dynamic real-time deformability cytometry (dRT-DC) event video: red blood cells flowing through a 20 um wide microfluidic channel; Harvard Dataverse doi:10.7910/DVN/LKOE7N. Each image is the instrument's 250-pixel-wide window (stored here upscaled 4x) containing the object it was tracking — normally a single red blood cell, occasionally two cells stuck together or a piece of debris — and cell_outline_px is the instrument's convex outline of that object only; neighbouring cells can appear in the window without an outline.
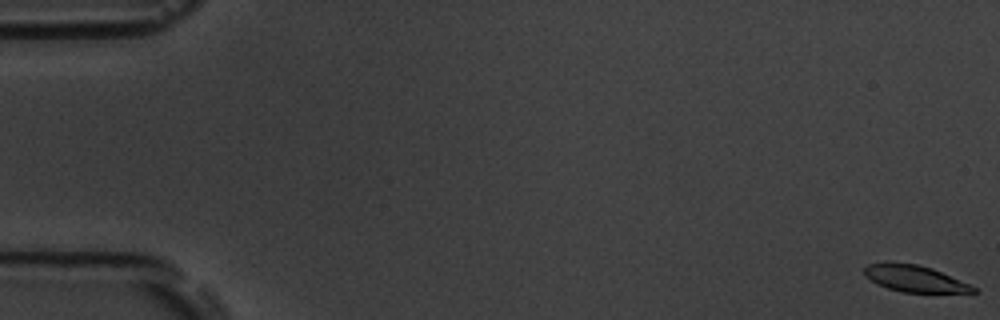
{"species": "common noctule bat (a hibernating species)", "species_latin": "Nyctalus noctula", "temperature_condition": "room temperature", "stored_images_in_passage": 57, "camera_frame_rate_fps": 3000, "um_per_image_px": 0.085, "animal": {"sex": "male", "body_mass_g": 19.5, "forearm_length_mm": 54.6}, "frame": {"image": 1, "passage_image": 1, "time_ms": 0.0, "image_size_px": [1000, 320], "cell_outline_px": [[976, 292], [904, 292], [888, 288], [876, 284], [864, 276], [864, 268], [868, 264], [916, 264], [932, 268], [968, 284], [976, 288]], "centroid_in_image_um": [77.72, 23.7], "position_along_channel_um": 7.3, "area_um2": 16.18}}
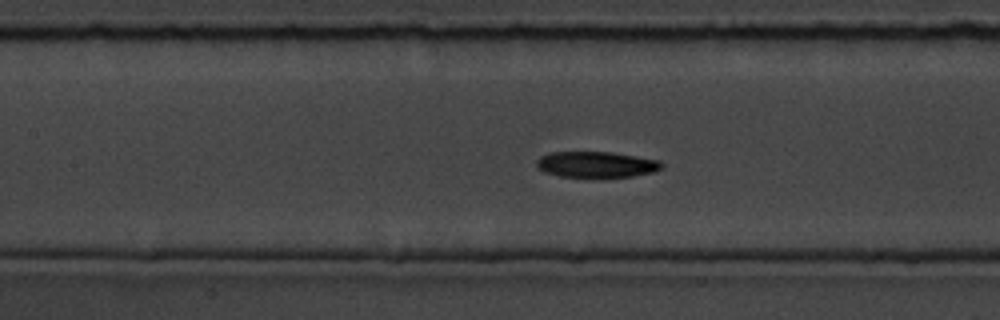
{"frame": {"image": 2, "passage_image": 26, "time_ms": 8.333, "image_size_px": [1000, 320], "cell_outline_px": [[664, 168], [652, 172], [632, 176], [560, 176], [544, 172], [536, 168], [536, 160], [540, 156], [548, 152], [612, 152], [660, 160], [664, 164]], "centroid_in_image_um": [50.67, 13.96], "position_along_channel_um": 156.7, "area_um2": 18.84}}
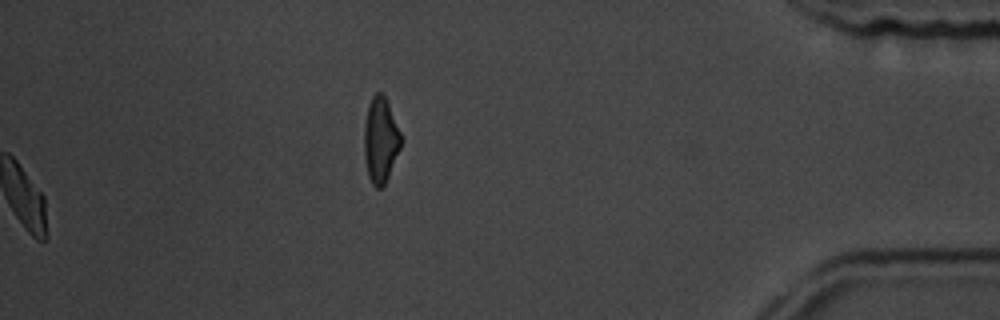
{"frame": {"image": 3, "passage_image": 57, "time_ms": 18.667, "image_size_px": [1000, 320], "cell_outline_px": [[400, 148], [388, 176], [384, 184], [380, 188], [376, 188], [372, 184], [368, 176], [364, 156], [364, 124], [368, 104], [372, 96], [376, 92], [380, 92], [384, 96], [388, 104], [400, 132]], "centroid_in_image_um": [32.31, 11.9], "position_along_channel_um": 402.9, "area_um2": 18.03}, "authors_computed_cell_mechanics": {"area_um2": 18.9006, "velocity_mm_per_s": 3.6798, "shape_relaxation_time_tau1_ms": null, "shape_relaxation_time_tau2_ms": 4.6691, "deformation_change_tau1": null, "deformation_change_tau2": 0.0981}}